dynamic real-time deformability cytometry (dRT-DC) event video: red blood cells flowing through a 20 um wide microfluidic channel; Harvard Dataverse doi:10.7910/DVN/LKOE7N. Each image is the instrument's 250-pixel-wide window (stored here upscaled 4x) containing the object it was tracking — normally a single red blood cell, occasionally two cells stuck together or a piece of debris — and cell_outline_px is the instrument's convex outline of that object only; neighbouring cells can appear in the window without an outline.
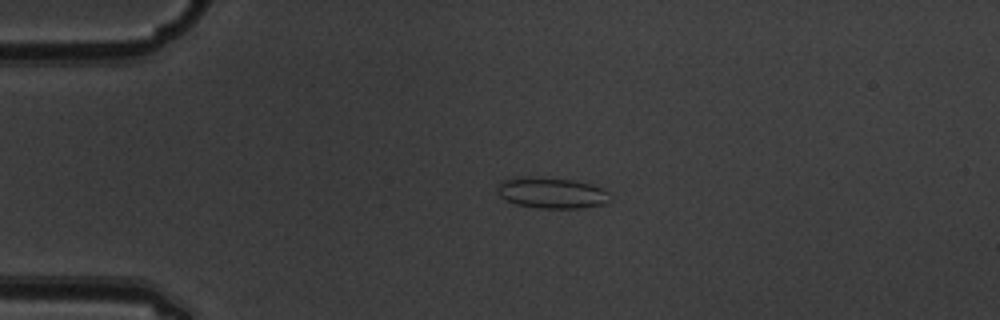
{"species": "common noctule bat (a hibernating species)", "species_latin": "Nyctalus noctula", "temperature_condition": "warm", "stored_images_in_passage": 4, "camera_frame_rate_fps": 3000, "um_per_image_px": 0.085, "animal": {"sex": "male", "body_mass_g": 19.5, "forearm_length_mm": 54.6}, "frame": {"image": 1, "passage_image": 3, "time_ms": 0.667, "image_size_px": [1000, 320], "cell_outline_px": [[612, 200], [608, 204], [580, 208], [536, 208], [516, 204], [500, 196], [496, 192], [496, 188], [500, 180], [512, 176], [540, 176], [576, 180], [604, 188], [608, 192]], "centroid_in_image_um": [46.88, 16.37], "position_along_channel_um": 38.1, "area_um2": 21.1}}